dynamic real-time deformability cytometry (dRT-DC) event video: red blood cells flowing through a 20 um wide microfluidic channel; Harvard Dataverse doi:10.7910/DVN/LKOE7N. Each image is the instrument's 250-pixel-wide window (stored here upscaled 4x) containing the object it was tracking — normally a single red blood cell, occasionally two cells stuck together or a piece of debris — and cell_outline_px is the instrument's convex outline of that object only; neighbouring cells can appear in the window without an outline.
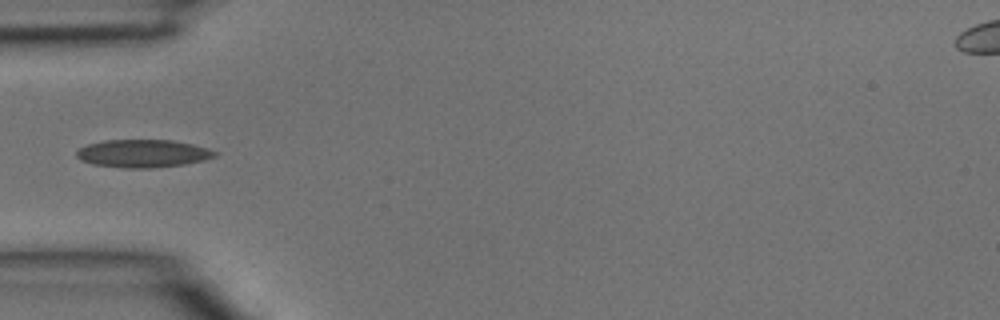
{"species": "common noctule bat (a hibernating species)", "species_latin": "Nyctalus noctula", "temperature_condition": "room temperature", "stored_images_in_passage": 5, "camera_frame_rate_fps": 3000, "um_per_image_px": 0.085, "animal": {"sex": "male", "body_mass_g": 15.6}, "frame": {"image": 1, "passage_image": 4, "time_ms": 1.0, "image_size_px": [1000, 320], "cell_outline_px": [[216, 156], [204, 160], [184, 164], [152, 168], [124, 168], [92, 164], [80, 160], [76, 156], [76, 152], [80, 148], [88, 144], [104, 140], [172, 140], [192, 144], [208, 148], [216, 152]], "centroid_in_image_um": [12.13, 13.05], "position_along_channel_um": 72.9, "area_um2": 22.43}}